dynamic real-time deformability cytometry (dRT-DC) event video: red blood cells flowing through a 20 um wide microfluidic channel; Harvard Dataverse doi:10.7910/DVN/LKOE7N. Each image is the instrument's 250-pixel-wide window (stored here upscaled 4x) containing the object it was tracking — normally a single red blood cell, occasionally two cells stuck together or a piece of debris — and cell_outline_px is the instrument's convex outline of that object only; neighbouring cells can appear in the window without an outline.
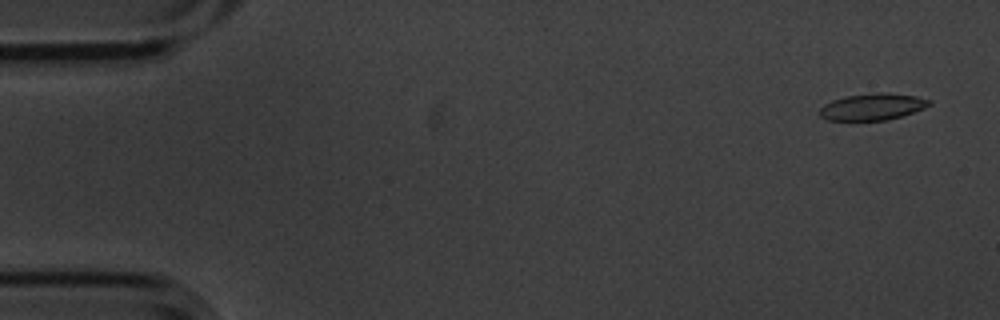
{"species": "common noctule bat (a hibernating species)", "species_latin": "Nyctalus noctula", "temperature_condition": "cold", "stored_images_in_passage": 5, "camera_frame_rate_fps": 3000, "um_per_image_px": 0.085, "animal": {"sex": "male", "body_mass_g": 20.1, "forearm_length_mm": 53.5}, "frame": {"image": 1, "passage_image": 1, "time_ms": 0.0, "image_size_px": [1000, 320], "cell_outline_px": [[932, 104], [924, 108], [888, 120], [828, 120], [820, 116], [820, 108], [824, 104], [832, 100], [848, 96], [872, 92], [888, 92], [916, 96], [932, 100]], "centroid_in_image_um": [74.18, 9.06], "position_along_channel_um": 10.8, "area_um2": 17.05}}
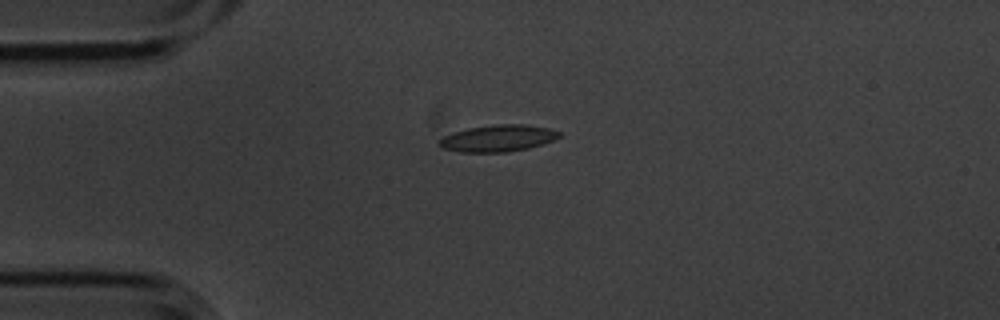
{"frame": {"image": 2, "passage_image": 4, "time_ms": 1.0, "image_size_px": [1000, 320], "cell_outline_px": [[560, 136], [544, 144], [528, 148], [504, 152], [460, 152], [440, 148], [436, 144], [436, 140], [452, 132], [468, 128], [496, 124], [524, 124], [548, 128], [560, 132]], "centroid_in_image_um": [42.25, 11.75], "position_along_channel_um": 42.8, "area_um2": 18.84}}